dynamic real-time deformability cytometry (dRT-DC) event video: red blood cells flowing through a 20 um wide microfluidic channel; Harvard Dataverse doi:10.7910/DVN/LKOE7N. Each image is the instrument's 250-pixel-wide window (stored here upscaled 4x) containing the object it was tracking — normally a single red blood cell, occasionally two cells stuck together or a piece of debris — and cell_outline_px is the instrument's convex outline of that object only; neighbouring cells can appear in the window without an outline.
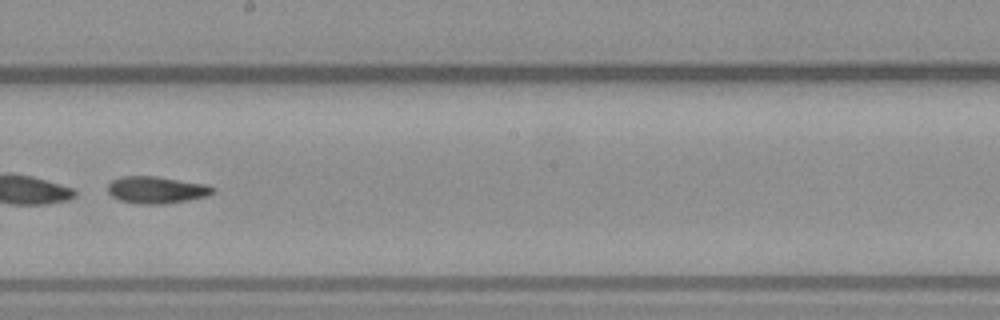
{"species": "common noctule bat (a hibernating species)", "species_latin": "Nyctalus noctula", "temperature_condition": "warm", "stored_images_in_passage": 54, "segment_of_instrument_passage": [2, 2], "camera_frame_rate_fps": 3000, "um_per_image_px": 0.085, "animal": {"sex": "male", "body_mass_g": 23.1, "forearm_length_mm": 52.7}, "frame": {"image": 1, "passage_image": 31, "time_ms": 10.0, "image_size_px": [1000, 320], "cell_outline_px": [[216, 192], [208, 196], [188, 200], [164, 204], [136, 204], [120, 200], [112, 196], [108, 192], [108, 184], [112, 180], [120, 176], [156, 176], [208, 184], [216, 188]], "centroid_in_image_um": [13.34, 16.14], "position_along_channel_um": 234.9, "area_um2": 16.82}}